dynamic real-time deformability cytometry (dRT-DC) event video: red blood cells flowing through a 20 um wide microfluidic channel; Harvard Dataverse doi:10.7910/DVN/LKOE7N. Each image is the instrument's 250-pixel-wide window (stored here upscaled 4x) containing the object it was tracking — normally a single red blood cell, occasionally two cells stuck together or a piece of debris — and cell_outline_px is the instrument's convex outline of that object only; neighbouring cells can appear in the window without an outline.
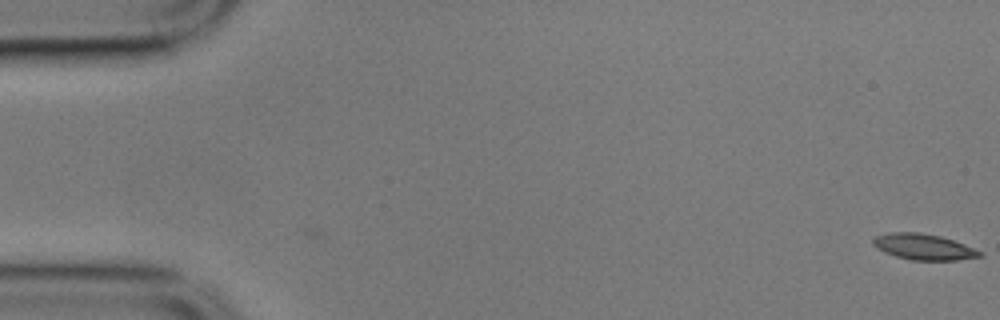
{"species": "common noctule bat (a hibernating species)", "species_latin": "Nyctalus noctula", "temperature_condition": "cold", "stored_images_in_passage": 5, "camera_frame_rate_fps": 3000, "um_per_image_px": 0.085, "animal": {"sex": "male", "body_mass_g": 17.9}, "frame": {"image": 1, "passage_image": 5, "time_ms": 1.333, "image_size_px": [1000, 320], "cell_outline_px": [[984, 256], [956, 260], [912, 260], [896, 256], [884, 252], [876, 248], [872, 244], [872, 236], [892, 232], [920, 232], [940, 236], [964, 244], [984, 252]], "centroid_in_image_um": [78.49, 20.98], "position_along_channel_um": 6.5, "area_um2": 16.24}}